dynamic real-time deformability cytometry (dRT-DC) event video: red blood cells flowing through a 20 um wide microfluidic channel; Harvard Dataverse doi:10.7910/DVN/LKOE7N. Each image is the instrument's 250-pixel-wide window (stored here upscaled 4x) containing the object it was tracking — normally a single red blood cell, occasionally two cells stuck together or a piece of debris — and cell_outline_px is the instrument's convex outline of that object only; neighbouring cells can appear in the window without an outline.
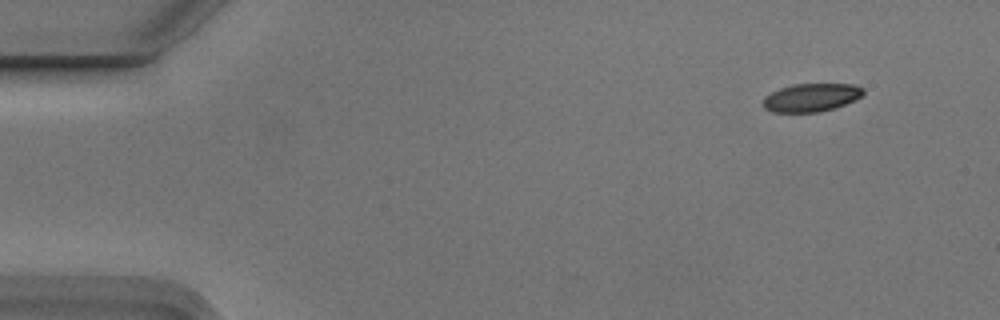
{"species": "Egyptian fruit bat (a non-hibernating species)", "species_latin": "Rousettus aegyptiacus", "temperature_condition": "cold", "stored_images_in_passage": 4, "camera_frame_rate_fps": 3000, "um_per_image_px": 0.085, "animal": {"sex": "male"}, "frame": {"image": 1, "passage_image": 1, "time_ms": 0.0, "image_size_px": [1000, 320], "cell_outline_px": [[864, 92], [860, 96], [844, 104], [820, 112], [772, 112], [764, 108], [764, 96], [780, 88], [792, 84], [856, 84], [864, 88]], "centroid_in_image_um": [68.93, 8.28], "position_along_channel_um": 16.1, "area_um2": 16.3}}
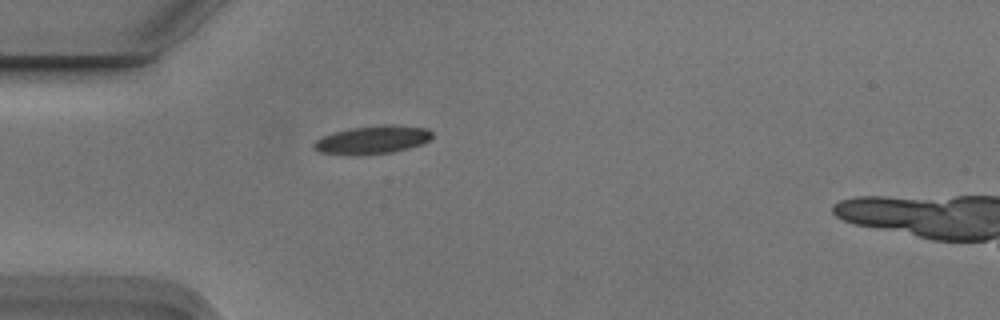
{"frame": {"image": 2, "passage_image": 4, "time_ms": 1.0, "image_size_px": [1000, 320], "cell_outline_px": [[432, 136], [424, 144], [392, 152], [320, 152], [312, 148], [312, 144], [316, 140], [324, 136], [336, 132], [352, 128], [384, 124], [392, 124], [428, 128], [432, 132]], "centroid_in_image_um": [31.76, 11.82], "position_along_channel_um": 53.2, "area_um2": 18.5}}